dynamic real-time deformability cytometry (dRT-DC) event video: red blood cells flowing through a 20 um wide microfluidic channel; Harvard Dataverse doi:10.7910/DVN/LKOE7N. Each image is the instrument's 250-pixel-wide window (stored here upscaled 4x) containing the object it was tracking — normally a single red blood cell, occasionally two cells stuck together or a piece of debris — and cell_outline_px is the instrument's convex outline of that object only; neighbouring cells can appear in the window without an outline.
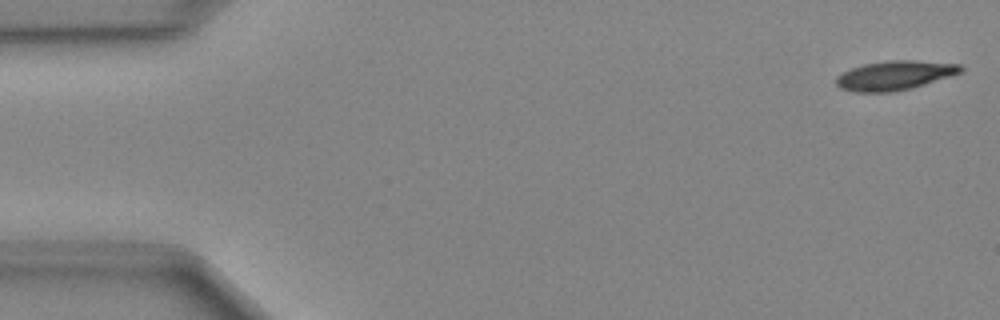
{"species": "Egyptian fruit bat (a non-hibernating species)", "species_latin": "Rousettus aegyptiacus", "temperature_condition": "cold", "stored_images_in_passage": 48, "camera_frame_rate_fps": 3000, "um_per_image_px": 0.085, "animal": {"sex": "female"}, "frame": {"image": 1, "passage_image": 1, "time_ms": 0.0, "image_size_px": [1000, 320], "cell_outline_px": [[964, 68], [960, 72], [924, 84], [908, 88], [888, 92], [856, 92], [840, 88], [836, 84], [836, 76], [852, 68], [864, 64], [888, 60], [916, 60], [960, 64]], "centroid_in_image_um": [76.01, 6.39], "position_along_channel_um": 9.0, "area_um2": 20.87}}
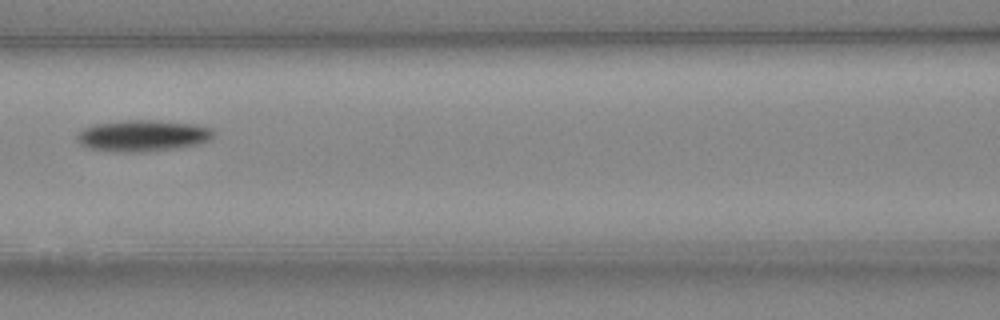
{"frame": {"image": 2, "passage_image": 21, "time_ms": 6.667, "image_size_px": [1000, 320], "cell_outline_px": [[216, 132], [208, 140], [200, 144], [176, 148], [140, 152], [128, 152], [88, 148], [80, 144], [76, 140], [76, 136], [84, 128], [92, 124], [120, 120], [156, 120], [196, 124], [212, 128]], "centroid_in_image_um": [12.14, 11.52], "position_along_channel_um": 154.5, "area_um2": 25.09}}
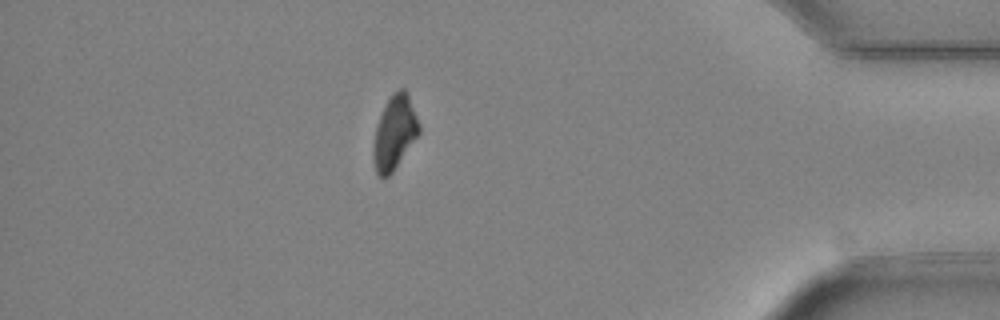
{"frame": {"image": 3, "passage_image": 42, "time_ms": 13.667, "image_size_px": [1000, 320], "cell_outline_px": [[420, 132], [392, 172], [388, 176], [380, 176], [376, 172], [372, 160], [372, 148], [376, 128], [380, 116], [392, 92], [400, 88], [404, 88], [408, 92], [420, 124]], "centroid_in_image_um": [33.54, 11.25], "position_along_channel_um": 401.7, "area_um2": 19.54}}